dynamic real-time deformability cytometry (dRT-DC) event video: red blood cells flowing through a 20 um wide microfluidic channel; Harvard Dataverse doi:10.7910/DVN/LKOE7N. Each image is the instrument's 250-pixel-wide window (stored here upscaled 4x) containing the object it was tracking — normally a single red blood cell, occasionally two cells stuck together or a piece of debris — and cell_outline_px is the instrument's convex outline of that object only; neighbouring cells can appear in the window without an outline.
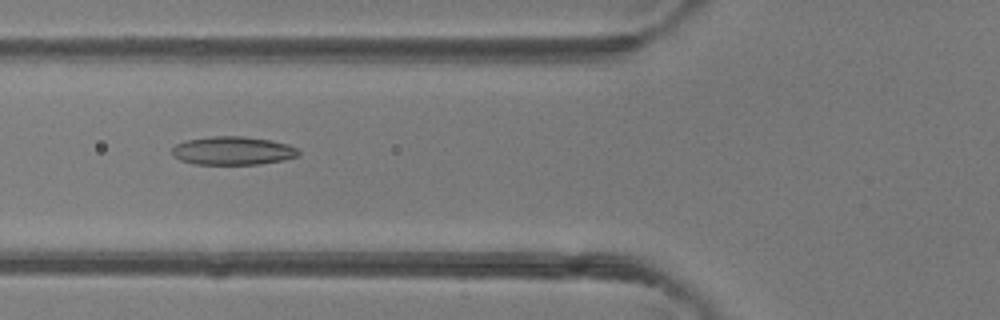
{"species": "common noctule bat (a hibernating species)", "species_latin": "Nyctalus noctula", "temperature_condition": "room temperature", "stored_images_in_passage": 44, "camera_frame_rate_fps": 3000, "um_per_image_px": 0.085, "animal": {"sex": "female"}, "frame": {"image": 1, "passage_image": 14, "time_ms": 4.333, "image_size_px": [1000, 320], "cell_outline_px": [[300, 156], [284, 160], [260, 164], [196, 164], [180, 160], [172, 152], [172, 148], [176, 144], [184, 140], [212, 136], [244, 136], [272, 140], [288, 144], [296, 148], [300, 152]], "centroid_in_image_um": [19.82, 12.8], "position_along_channel_um": 106.0, "area_um2": 21.04}}
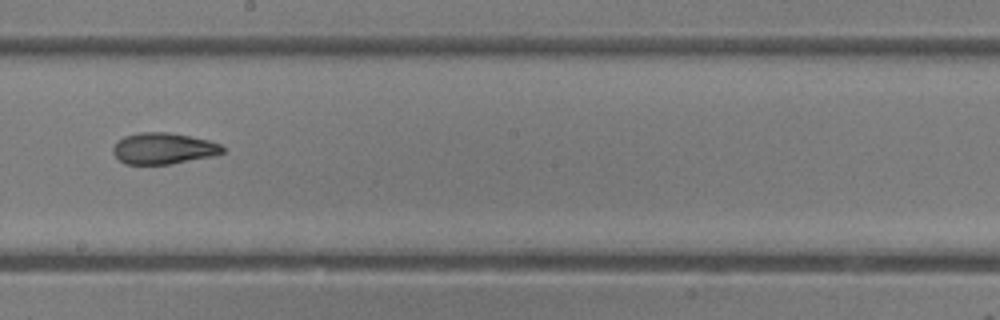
{"frame": {"image": 2, "passage_image": 23, "time_ms": 7.333, "image_size_px": [1000, 320], "cell_outline_px": [[224, 152], [212, 156], [168, 164], [124, 164], [112, 152], [112, 148], [116, 140], [124, 136], [140, 132], [168, 132], [208, 140], [220, 144], [224, 148]], "centroid_in_image_um": [13.84, 12.61], "position_along_channel_um": 234.4, "area_um2": 19.88}}
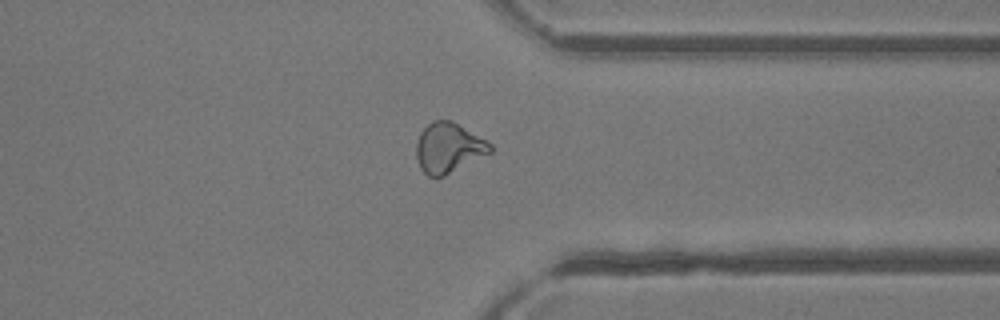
{"frame": {"image": 3, "passage_image": 33, "time_ms": 10.667, "image_size_px": [1000, 320], "cell_outline_px": [[492, 152], [444, 176], [428, 176], [420, 168], [416, 156], [416, 144], [420, 132], [432, 120], [452, 120], [492, 144]], "centroid_in_image_um": [38.11, 12.56], "position_along_channel_um": 373.3, "area_um2": 21.44}, "authors_computed_cell_mechanics": {"area_um2": 21.2415, "velocity_mm_per_s": 4.2633, "shape_relaxation_time_tau1_ms": null, "shape_relaxation_time_tau2_ms": 2.5963, "deformation_change_tau1": null, "deformation_change_tau2": 0.0916}}